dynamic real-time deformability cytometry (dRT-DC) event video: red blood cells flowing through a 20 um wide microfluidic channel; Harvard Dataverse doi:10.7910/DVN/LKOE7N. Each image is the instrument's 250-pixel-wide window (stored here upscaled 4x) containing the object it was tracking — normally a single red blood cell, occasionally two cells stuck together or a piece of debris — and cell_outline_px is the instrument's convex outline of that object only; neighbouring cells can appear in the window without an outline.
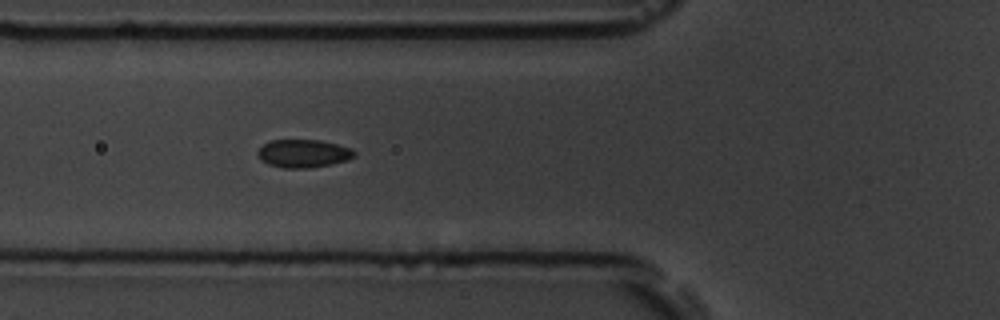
{"species": "common noctule bat (a hibernating species)", "species_latin": "Nyctalus noctula", "temperature_condition": "room temperature", "stored_images_in_passage": 6, "segment_of_instrument_passage": [1, 2], "camera_frame_rate_fps": 3000, "um_per_image_px": 0.085, "animal": {"sex": "male", "body_mass_g": 19.5, "forearm_length_mm": 54.6}, "frame": {"image": 1, "passage_image": 5, "time_ms": 4.333, "image_size_px": [1000, 320], "cell_outline_px": [[356, 156], [348, 160], [332, 164], [308, 168], [284, 168], [268, 164], [260, 160], [256, 152], [264, 144], [272, 140], [320, 140], [352, 148], [356, 152]], "centroid_in_image_um": [25.8, 13.05], "position_along_channel_um": 100.0, "area_um2": 15.9}}